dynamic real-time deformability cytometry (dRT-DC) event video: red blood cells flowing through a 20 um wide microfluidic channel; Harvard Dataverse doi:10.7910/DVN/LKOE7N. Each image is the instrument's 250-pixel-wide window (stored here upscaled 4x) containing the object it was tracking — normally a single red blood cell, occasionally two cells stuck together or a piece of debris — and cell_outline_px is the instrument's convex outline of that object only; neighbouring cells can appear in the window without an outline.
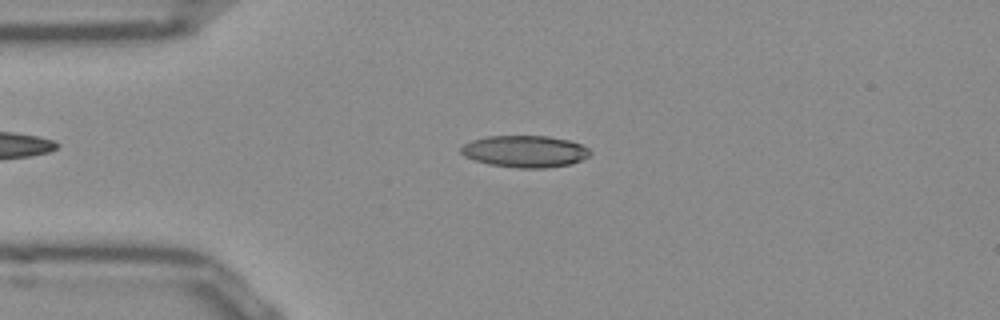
{"species": "Egyptian fruit bat (a non-hibernating species)", "species_latin": "Rousettus aegyptiacus", "temperature_condition": "room temperature", "stored_images_in_passage": 47, "camera_frame_rate_fps": 3000, "um_per_image_px": 0.085, "frame": {"image": 1, "passage_image": 12, "time_ms": 3.667, "image_size_px": [1000, 320], "cell_outline_px": [[592, 152], [588, 156], [572, 164], [544, 168], [516, 168], [488, 164], [464, 156], [460, 152], [460, 148], [464, 144], [472, 140], [488, 136], [548, 136], [568, 140], [580, 144], [588, 148]], "centroid_in_image_um": [44.61, 12.87], "position_along_channel_um": 40.4, "area_um2": 23.93}}
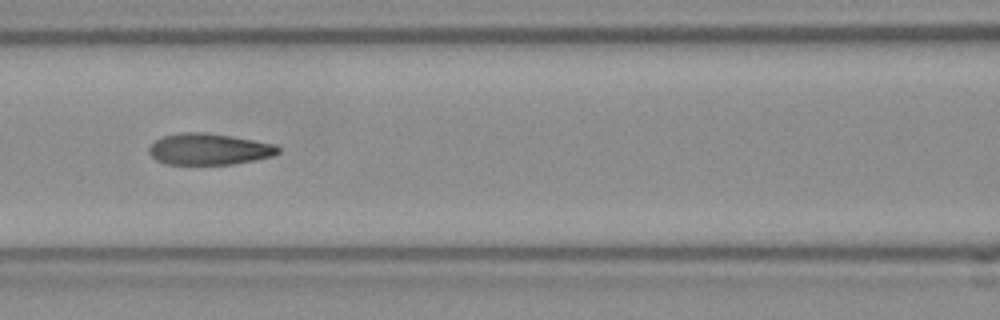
{"frame": {"image": 2, "passage_image": 22, "time_ms": 7.0, "image_size_px": [1000, 320], "cell_outline_px": [[280, 152], [272, 156], [232, 164], [164, 164], [156, 160], [148, 152], [148, 148], [156, 140], [164, 136], [180, 132], [204, 132], [276, 144], [280, 148]], "centroid_in_image_um": [17.74, 12.68], "position_along_channel_um": 148.9, "area_um2": 23.41}}
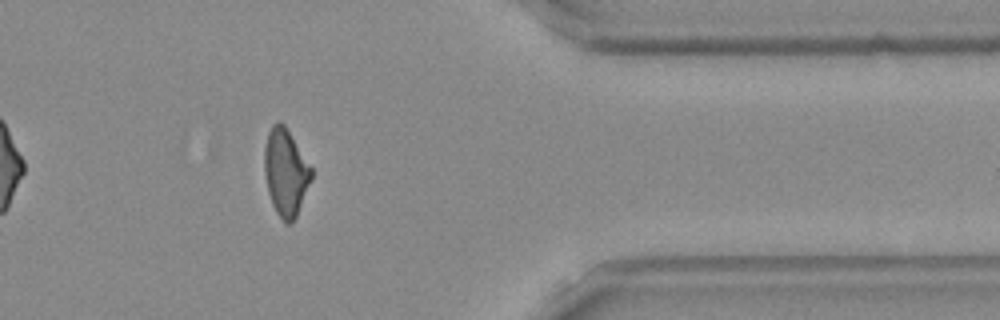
{"frame": {"image": 3, "passage_image": 42, "time_ms": 13.667, "image_size_px": [1000, 320], "cell_outline_px": [[312, 176], [296, 216], [292, 224], [288, 224], [276, 212], [272, 204], [268, 192], [264, 172], [264, 148], [268, 132], [272, 124], [276, 120], [280, 120], [284, 124], [312, 168]], "centroid_in_image_um": [24.25, 14.61], "position_along_channel_um": 387.1, "area_um2": 23.58}, "authors_computed_cell_mechanics": {"area_um2": 23.7558, "velocity_mm_per_s": 3.8945, "shape_relaxation_time_tau1_ms": null, "shape_relaxation_time_tau2_ms": 1.3215, "deformation_change_tau1": null, "deformation_change_tau2": 0.0786}}